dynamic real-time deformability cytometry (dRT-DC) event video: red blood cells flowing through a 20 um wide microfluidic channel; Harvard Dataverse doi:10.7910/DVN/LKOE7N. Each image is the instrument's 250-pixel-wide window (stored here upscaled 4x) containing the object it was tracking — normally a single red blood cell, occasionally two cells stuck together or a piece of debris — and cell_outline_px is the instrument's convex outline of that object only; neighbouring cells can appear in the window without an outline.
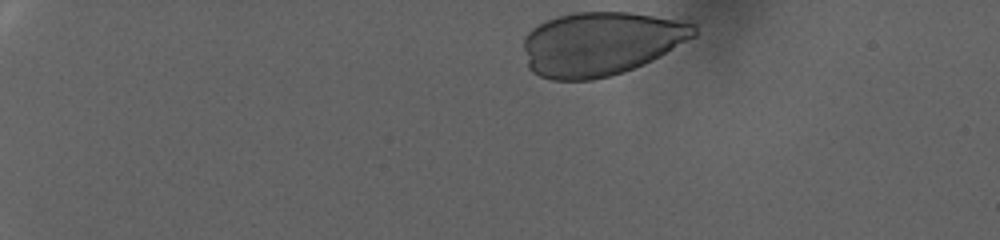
{"species": "human", "species_latin": "Homo sapiens", "temperature_condition": "warm", "stored_images_in_passage": 53, "camera_frame_rate_fps": 3000, "um_per_image_px": 0.085, "donor": {"sex": "female"}, "frame": {"image": 1, "passage_image": 1, "time_ms": 0.0, "image_size_px": [1000, 240], "cell_outline_px": [[696, 36], [652, 60], [644, 64], [624, 72], [592, 80], [552, 80], [540, 76], [532, 72], [528, 68], [524, 48], [524, 36], [532, 28], [556, 16], [572, 12], [628, 12], [688, 20], [696, 24]], "centroid_in_image_um": [51.08, 3.69], "position_along_channel_um": 33.9, "area_um2": 63.75}}